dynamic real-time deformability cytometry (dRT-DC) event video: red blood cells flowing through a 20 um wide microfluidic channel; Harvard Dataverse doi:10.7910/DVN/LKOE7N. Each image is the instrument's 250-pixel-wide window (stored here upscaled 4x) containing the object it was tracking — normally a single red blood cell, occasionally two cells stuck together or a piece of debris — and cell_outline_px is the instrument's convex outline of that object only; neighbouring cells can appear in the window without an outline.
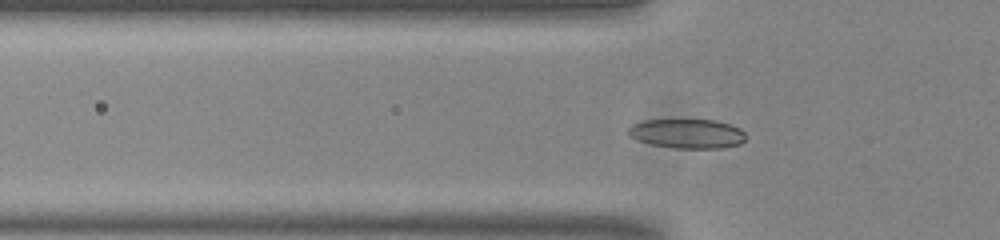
{"species": "common noctule bat (a hibernating species)", "species_latin": "Nyctalus noctula", "temperature_condition": "room temperature", "stored_images_in_passage": 39, "segment_of_instrument_passage": [1, 2], "camera_frame_rate_fps": 3000, "um_per_image_px": 0.085, "animal": {"sex": "male", "body_mass_g": 20.0, "forearm_length_mm": 53.3}, "frame": {"image": 1, "passage_image": 2, "time_ms": 0.333, "image_size_px": [1000, 240], "cell_outline_px": [[744, 140], [740, 144], [720, 148], [676, 148], [652, 144], [628, 136], [628, 128], [632, 124], [644, 120], [716, 120], [740, 128], [744, 132]], "centroid_in_image_um": [58.41, 11.35], "position_along_channel_um": 67.4, "area_um2": 19.94}}
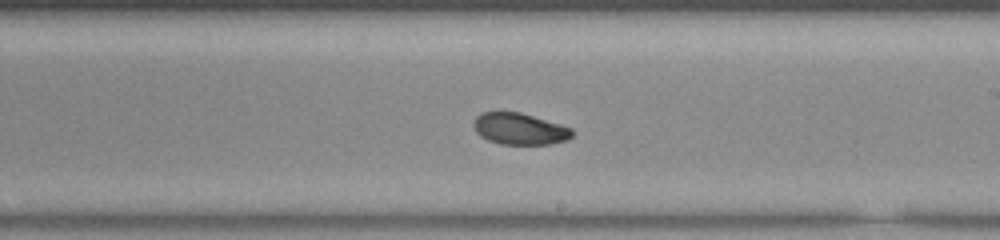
{"frame": {"image": 2, "passage_image": 16, "time_ms": 5.0, "image_size_px": [1000, 240], "cell_outline_px": [[572, 136], [568, 140], [548, 144], [500, 144], [488, 140], [480, 136], [476, 132], [472, 124], [476, 116], [480, 112], [520, 112], [560, 124], [572, 128]], "centroid_in_image_um": [44.14, 10.95], "position_along_channel_um": 244.9, "area_um2": 18.15}}
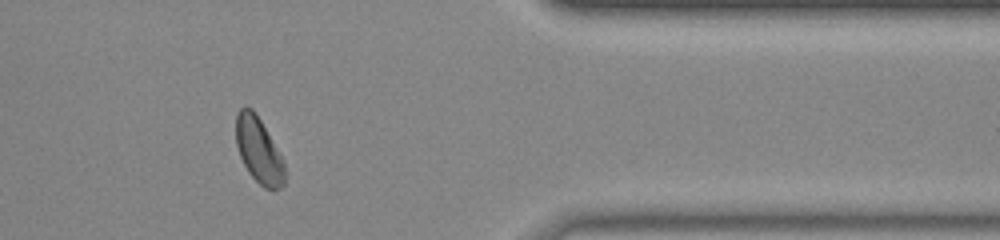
{"frame": {"image": 3, "passage_image": 29, "time_ms": 9.333, "image_size_px": [1000, 240], "cell_outline_px": [[284, 184], [280, 188], [264, 188], [248, 172], [240, 156], [236, 144], [236, 116], [240, 108], [252, 108], [256, 112], [284, 160]], "centroid_in_image_um": [21.99, 12.76], "position_along_channel_um": 389.4, "area_um2": 18.44}}